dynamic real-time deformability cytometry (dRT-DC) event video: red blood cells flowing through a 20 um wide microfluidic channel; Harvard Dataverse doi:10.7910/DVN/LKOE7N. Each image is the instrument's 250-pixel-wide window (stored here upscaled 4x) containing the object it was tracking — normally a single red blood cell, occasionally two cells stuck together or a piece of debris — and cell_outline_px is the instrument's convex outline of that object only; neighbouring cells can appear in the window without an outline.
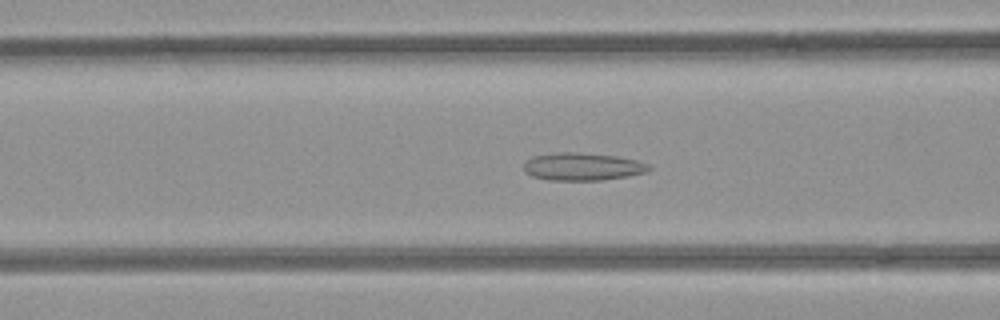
{"species": "common noctule bat (a hibernating species)", "species_latin": "Nyctalus noctula", "temperature_condition": "room temperature", "stored_images_in_passage": 47, "camera_frame_rate_fps": 3000, "um_per_image_px": 0.085, "animal": {"sex": "female", "body_mass_g": 21.9}, "frame": {"image": 1, "passage_image": 19, "time_ms": 6.0, "image_size_px": [1000, 320], "cell_outline_px": [[652, 168], [648, 172], [628, 176], [600, 180], [548, 180], [532, 176], [524, 172], [524, 160], [532, 156], [556, 152], [576, 152], [616, 156], [636, 160], [652, 164]], "centroid_in_image_um": [49.51, 14.16], "position_along_channel_um": 117.1, "area_um2": 20.46}}
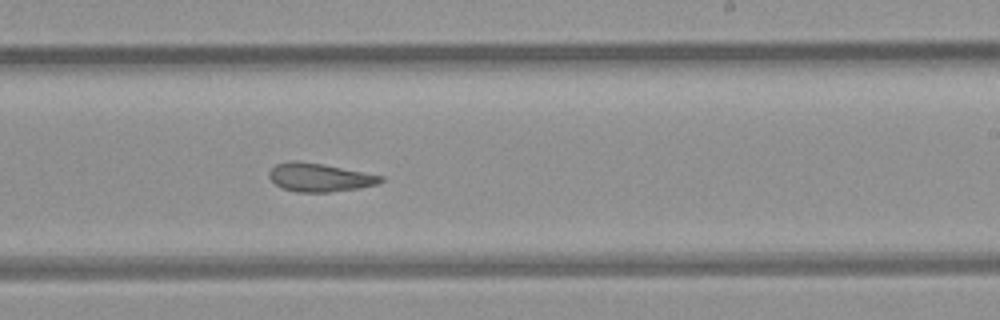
{"frame": {"image": 2, "passage_image": 30, "time_ms": 9.667, "image_size_px": [1000, 320], "cell_outline_px": [[384, 180], [376, 184], [360, 188], [328, 192], [296, 192], [284, 188], [276, 184], [268, 176], [268, 172], [276, 164], [292, 160], [296, 160], [324, 164], [384, 176]], "centroid_in_image_um": [27.16, 15.07], "position_along_channel_um": 261.8, "area_um2": 18.44}}
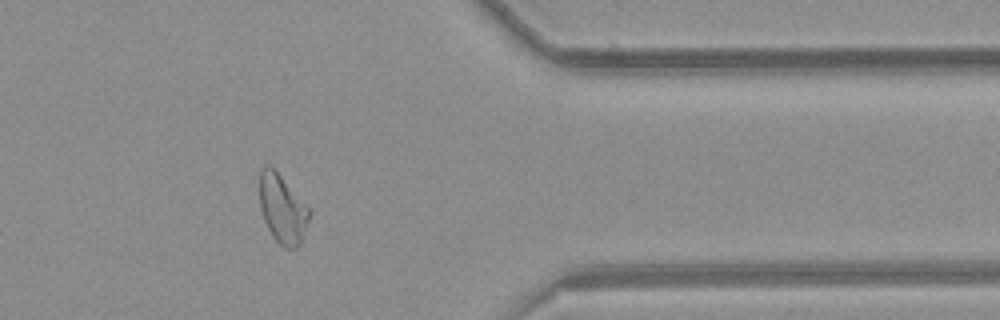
{"frame": {"image": 3, "passage_image": 41, "time_ms": 13.333, "image_size_px": [1000, 320], "cell_outline_px": [[312, 212], [300, 244], [296, 248], [284, 248], [272, 236], [264, 220], [260, 208], [260, 168], [264, 164], [268, 164], [312, 208]], "centroid_in_image_um": [24.03, 17.76], "position_along_channel_um": 387.4, "area_um2": 20.06}}